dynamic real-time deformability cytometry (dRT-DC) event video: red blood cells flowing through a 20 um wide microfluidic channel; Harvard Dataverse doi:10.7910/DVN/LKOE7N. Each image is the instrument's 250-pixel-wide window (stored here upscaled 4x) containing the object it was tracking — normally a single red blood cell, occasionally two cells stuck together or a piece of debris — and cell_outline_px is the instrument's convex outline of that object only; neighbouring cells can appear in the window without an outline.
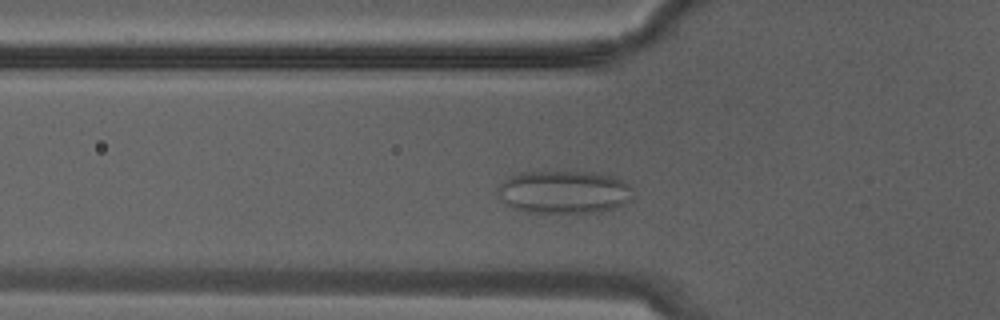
{"species": "Egyptian fruit bat (a non-hibernating species)", "species_latin": "Rousettus aegyptiacus", "temperature_condition": "warm", "stored_images_in_passage": 7, "camera_frame_rate_fps": 3000, "um_per_image_px": 0.085, "animal": {"sex": "male"}, "frame": {"image": 1, "passage_image": 6, "time_ms": 1.667, "image_size_px": [1000, 320], "cell_outline_px": [[632, 200], [616, 208], [596, 212], [524, 212], [512, 208], [500, 200], [496, 196], [500, 184], [508, 176], [520, 172], [596, 172], [612, 176], [628, 184], [632, 188]], "centroid_in_image_um": [47.91, 16.32], "position_along_channel_um": 77.9, "area_um2": 34.1}}